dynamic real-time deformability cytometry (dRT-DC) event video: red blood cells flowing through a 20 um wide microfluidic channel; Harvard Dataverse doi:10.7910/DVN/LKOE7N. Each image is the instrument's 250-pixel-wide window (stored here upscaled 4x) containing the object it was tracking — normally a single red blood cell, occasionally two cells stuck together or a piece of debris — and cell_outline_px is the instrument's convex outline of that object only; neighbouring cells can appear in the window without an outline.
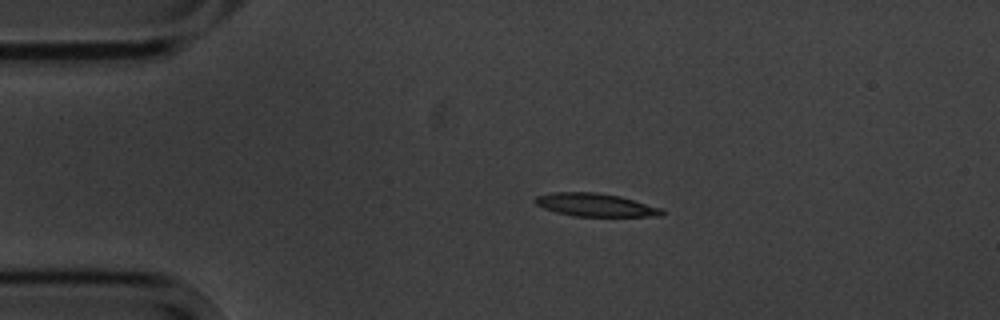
{"species": "common noctule bat (a hibernating species)", "species_latin": "Nyctalus noctula", "temperature_condition": "cold", "stored_images_in_passage": 5, "camera_frame_rate_fps": 3000, "um_per_image_px": 0.085, "animal": {"sex": "male", "body_mass_g": 20.1, "forearm_length_mm": 53.5}, "frame": {"image": 1, "passage_image": 3, "time_ms": 2.333, "image_size_px": [1000, 320], "cell_outline_px": [[664, 216], [576, 216], [556, 212], [544, 208], [536, 204], [532, 200], [536, 196], [552, 192], [596, 192], [620, 196], [660, 208], [664, 212]], "centroid_in_image_um": [50.57, 17.41], "position_along_channel_um": 34.4, "area_um2": 16.94}}
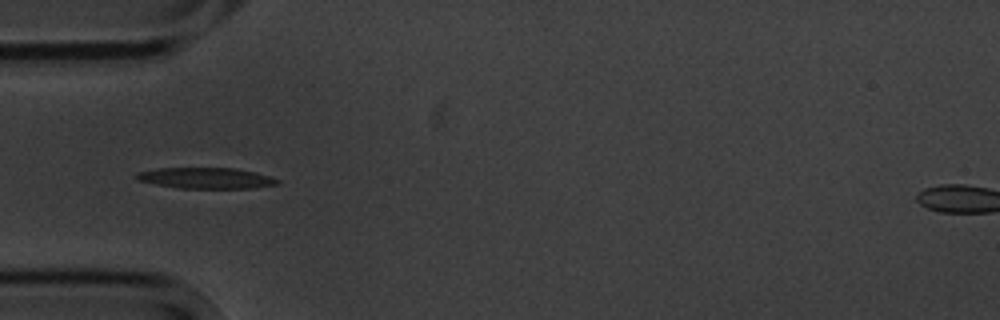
{"frame": {"image": 2, "passage_image": 5, "time_ms": 4.333, "image_size_px": [1000, 320], "cell_outline_px": [[280, 184], [252, 188], [176, 188], [156, 184], [140, 180], [132, 176], [136, 172], [156, 168], [236, 168], [256, 172], [280, 180]], "centroid_in_image_um": [17.5, 15.13], "position_along_channel_um": 67.5, "area_um2": 17.28}}